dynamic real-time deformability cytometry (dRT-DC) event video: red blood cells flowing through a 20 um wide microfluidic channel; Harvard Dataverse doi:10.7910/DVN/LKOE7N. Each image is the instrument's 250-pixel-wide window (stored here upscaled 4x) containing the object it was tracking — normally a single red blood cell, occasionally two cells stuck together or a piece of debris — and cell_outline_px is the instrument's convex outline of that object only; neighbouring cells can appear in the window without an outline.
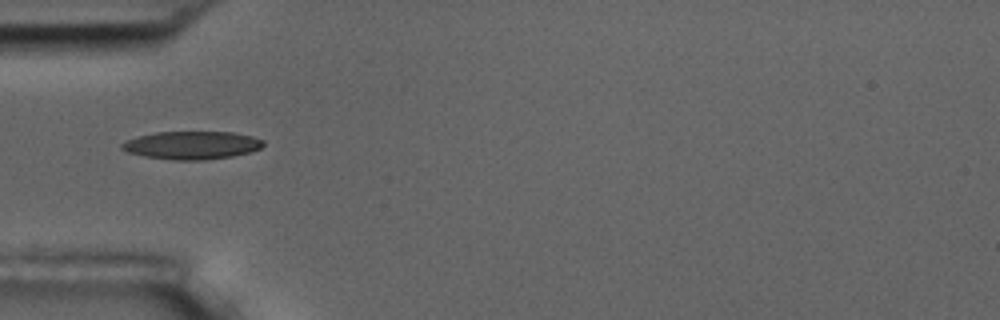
{"species": "common noctule bat (a hibernating species)", "species_latin": "Nyctalus noctula", "temperature_condition": "room temperature", "stored_images_in_passage": 5, "camera_frame_rate_fps": 3000, "um_per_image_px": 0.085, "animal": {"sex": "male", "body_mass_g": 17.5, "forearm_length_mm": 52.3}, "frame": {"image": 1, "passage_image": 1, "time_ms": 0.0, "image_size_px": [1000, 320], "cell_outline_px": [[264, 144], [260, 148], [248, 152], [232, 156], [204, 160], [172, 160], [144, 156], [128, 152], [120, 148], [120, 144], [128, 140], [140, 136], [156, 132], [232, 132], [252, 136], [264, 140]], "centroid_in_image_um": [16.31, 12.34], "position_along_channel_um": 68.7, "area_um2": 22.95}}
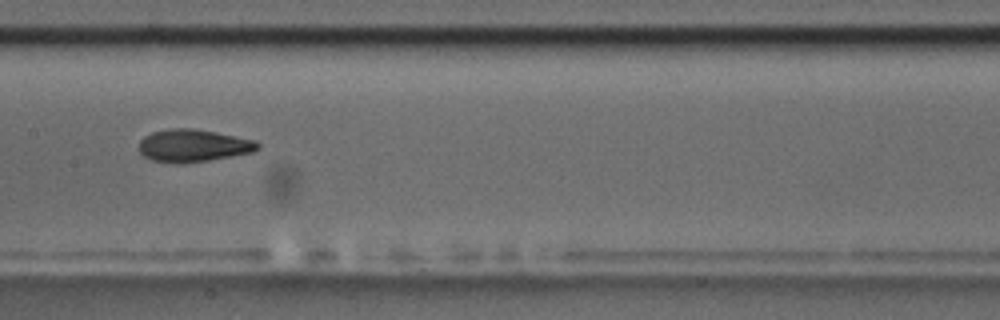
{"frame": {"image": 2, "passage_image": 4, "time_ms": 3.333, "image_size_px": [1000, 320], "cell_outline_px": [[260, 148], [252, 152], [208, 160], [180, 164], [152, 160], [144, 156], [140, 152], [140, 140], [144, 136], [152, 132], [172, 128], [192, 128], [216, 132], [256, 140], [260, 144]], "centroid_in_image_um": [16.43, 12.37], "position_along_channel_um": 191.0, "area_um2": 22.43}}
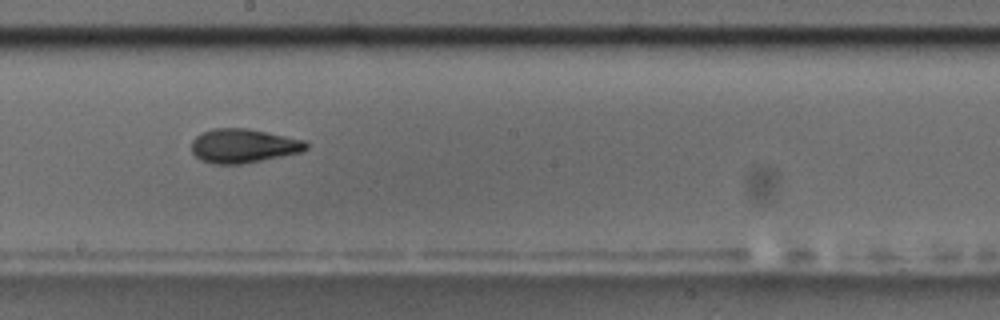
{"frame": {"image": 3, "passage_image": 5, "time_ms": 4.333, "image_size_px": [1000, 320], "cell_outline_px": [[308, 148], [300, 152], [240, 164], [216, 164], [200, 160], [192, 152], [192, 140], [200, 132], [212, 128], [248, 128], [304, 140], [308, 144]], "centroid_in_image_um": [20.64, 12.38], "position_along_channel_um": 227.6, "area_um2": 22.6}}